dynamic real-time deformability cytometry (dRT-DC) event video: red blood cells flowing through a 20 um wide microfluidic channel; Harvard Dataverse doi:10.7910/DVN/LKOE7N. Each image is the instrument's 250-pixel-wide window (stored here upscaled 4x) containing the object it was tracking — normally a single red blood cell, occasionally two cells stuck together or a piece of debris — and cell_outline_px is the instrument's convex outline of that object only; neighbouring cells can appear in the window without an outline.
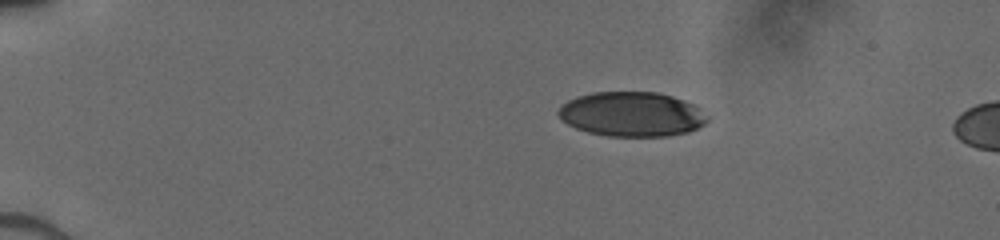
{"species": "human", "species_latin": "Homo sapiens", "temperature_condition": "cold", "stored_images_in_passage": 4, "camera_frame_rate_fps": 3000, "um_per_image_px": 0.085, "donor": {"sex": "male"}, "frame": {"image": 1, "passage_image": 1, "time_ms": 0.0, "image_size_px": [1000, 240], "cell_outline_px": [[708, 120], [704, 124], [688, 132], [668, 136], [608, 136], [588, 132], [576, 128], [568, 124], [556, 112], [568, 100], [576, 96], [592, 92], [656, 92], [672, 96], [684, 100], [700, 108]], "centroid_in_image_um": [53.69, 9.7], "position_along_channel_um": 31.3, "area_um2": 38.55}}